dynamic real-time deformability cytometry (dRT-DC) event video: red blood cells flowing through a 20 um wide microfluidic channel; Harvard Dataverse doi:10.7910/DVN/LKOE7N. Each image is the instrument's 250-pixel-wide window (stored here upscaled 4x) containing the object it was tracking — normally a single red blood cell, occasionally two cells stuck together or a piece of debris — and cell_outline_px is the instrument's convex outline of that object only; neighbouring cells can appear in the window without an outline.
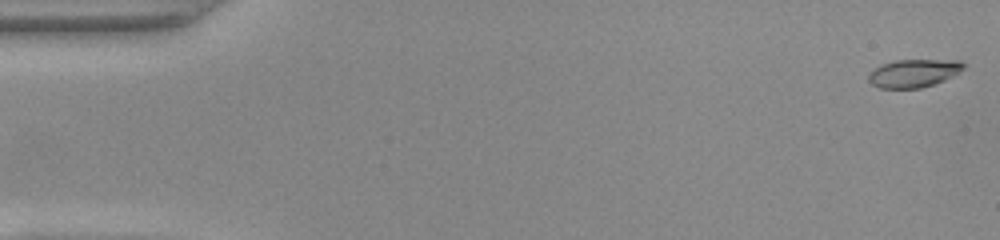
{"species": "common noctule bat (a hibernating species)", "species_latin": "Nyctalus noctula", "temperature_condition": "warm", "stored_images_in_passage": 50, "camera_frame_rate_fps": 3000, "um_per_image_px": 0.085, "animal": {"sex": "female", "body_mass_g": 22.0, "forearm_length_mm": 56.7}, "frame": {"image": 1, "passage_image": 1, "time_ms": 0.0, "image_size_px": [1000, 240], "cell_outline_px": [[964, 68], [960, 72], [944, 80], [920, 88], [880, 88], [872, 84], [868, 80], [868, 76], [876, 68], [884, 64], [896, 60], [960, 60], [964, 64]], "centroid_in_image_um": [77.69, 6.22], "position_along_channel_um": 7.3, "area_um2": 15.26}}
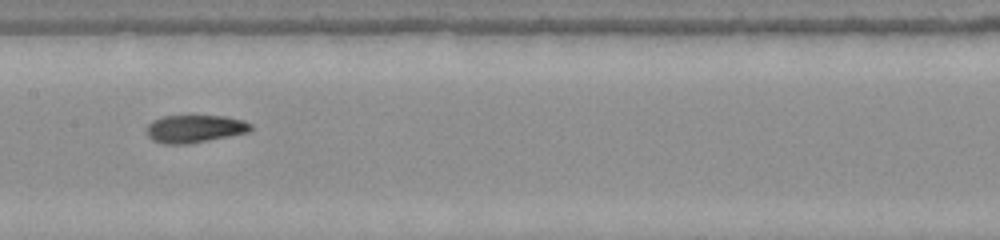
{"frame": {"image": 2, "passage_image": 26, "time_ms": 8.333, "image_size_px": [1000, 240], "cell_outline_px": [[252, 128], [248, 132], [188, 144], [164, 144], [152, 140], [148, 136], [148, 124], [152, 120], [164, 116], [224, 116], [244, 120], [252, 124]], "centroid_in_image_um": [16.55, 10.94], "position_along_channel_um": 190.8, "area_um2": 16.7}}
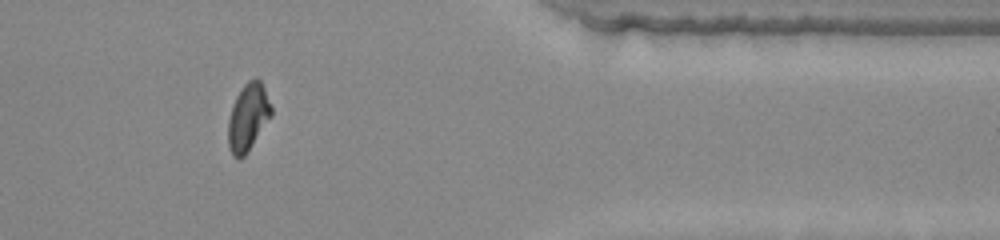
{"frame": {"image": 3, "passage_image": 43, "time_ms": 14.0, "image_size_px": [1000, 240], "cell_outline_px": [[272, 116], [244, 156], [240, 160], [232, 156], [228, 144], [228, 120], [236, 96], [244, 84], [248, 80], [260, 80], [264, 88], [272, 108]], "centroid_in_image_um": [21.08, 9.99], "position_along_channel_um": 390.3, "area_um2": 16.7}}